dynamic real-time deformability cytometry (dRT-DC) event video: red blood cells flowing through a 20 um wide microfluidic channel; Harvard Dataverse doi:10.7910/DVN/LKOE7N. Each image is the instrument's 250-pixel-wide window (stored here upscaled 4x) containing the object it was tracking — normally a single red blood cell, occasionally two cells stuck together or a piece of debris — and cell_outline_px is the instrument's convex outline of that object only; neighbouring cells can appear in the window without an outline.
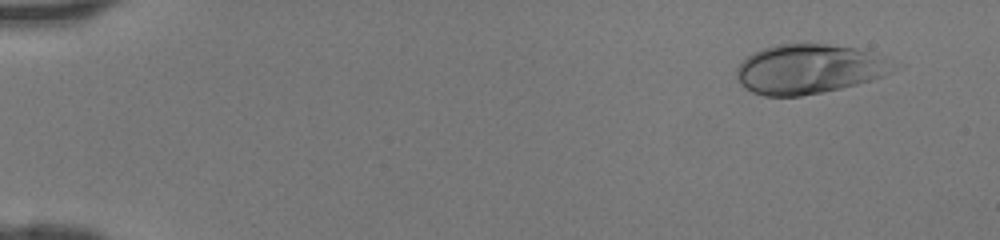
{"species": "human", "species_latin": "Homo sapiens", "temperature_condition": "room temperature", "stored_images_in_passage": 43, "camera_frame_rate_fps": 3000, "um_per_image_px": 0.085, "donor": {"sex": "female"}, "frame": {"image": 1, "passage_image": 1, "time_ms": 0.0, "image_size_px": [1000, 240], "cell_outline_px": [[904, 64], [900, 68], [884, 76], [872, 80], [840, 88], [800, 96], [764, 96], [752, 92], [744, 88], [736, 80], [736, 68], [752, 52], [764, 48], [780, 44], [828, 44], [856, 48], [872, 52]], "centroid_in_image_um": [68.84, 5.86], "position_along_channel_um": 16.2, "area_um2": 45.84}}
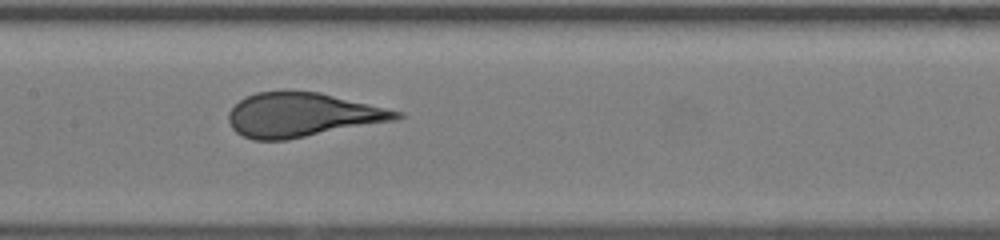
{"frame": {"image": 2, "passage_image": 21, "time_ms": 6.667, "image_size_px": [1000, 240], "cell_outline_px": [[404, 116], [396, 120], [284, 140], [252, 140], [236, 132], [232, 128], [228, 120], [228, 112], [240, 100], [256, 92], [320, 92], [404, 112]], "centroid_in_image_um": [25.7, 9.77], "position_along_channel_um": 181.7, "area_um2": 42.71}}
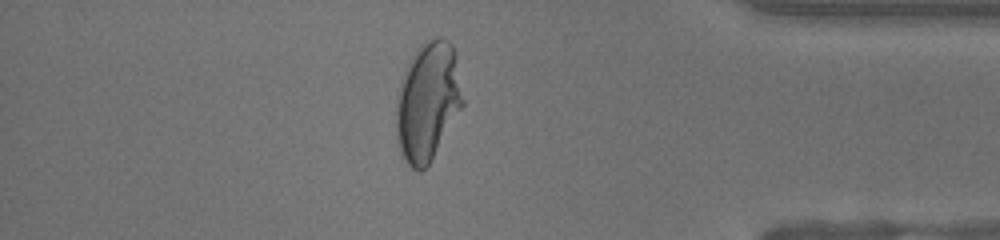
{"frame": {"image": 3, "passage_image": 37, "time_ms": 12.0, "image_size_px": [1000, 240], "cell_outline_px": [[464, 104], [428, 164], [420, 172], [412, 168], [404, 160], [400, 152], [396, 140], [396, 100], [400, 80], [412, 56], [420, 44], [436, 36], [444, 36], [452, 44], [456, 56], [464, 100]], "centroid_in_image_um": [36.35, 8.6], "position_along_channel_um": 398.9, "area_um2": 46.24}}